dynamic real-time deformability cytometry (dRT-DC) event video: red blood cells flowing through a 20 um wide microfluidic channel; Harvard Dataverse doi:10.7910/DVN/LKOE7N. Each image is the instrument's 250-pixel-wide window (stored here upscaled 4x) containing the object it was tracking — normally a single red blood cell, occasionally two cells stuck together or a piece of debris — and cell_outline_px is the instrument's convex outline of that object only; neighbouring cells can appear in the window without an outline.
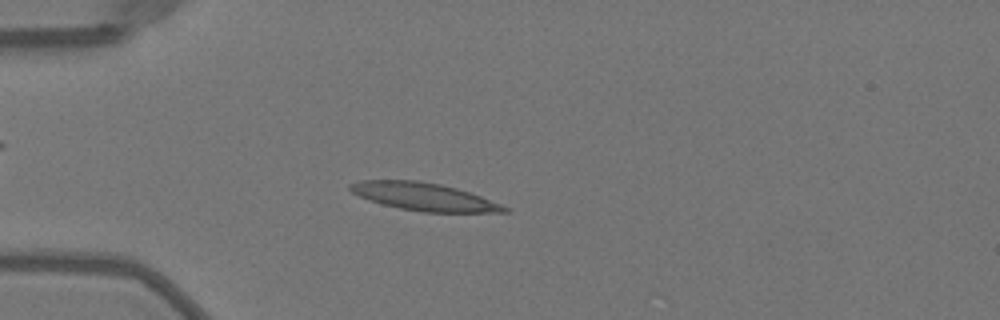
{"species": "Egyptian fruit bat (a non-hibernating species)", "species_latin": "Rousettus aegyptiacus", "temperature_condition": "warm", "stored_images_in_passage": 44, "camera_frame_rate_fps": 3000, "um_per_image_px": 0.085, "animal": {"sex": "female"}, "frame": {"image": 1, "passage_image": 13, "time_ms": 4.0, "image_size_px": [1000, 320], "cell_outline_px": [[508, 212], [424, 212], [400, 208], [368, 200], [352, 192], [348, 188], [348, 184], [360, 180], [420, 180], [440, 184], [456, 188], [480, 196], [500, 204], [508, 208]], "centroid_in_image_um": [35.99, 16.71], "position_along_channel_um": 49.0, "area_um2": 24.68}}
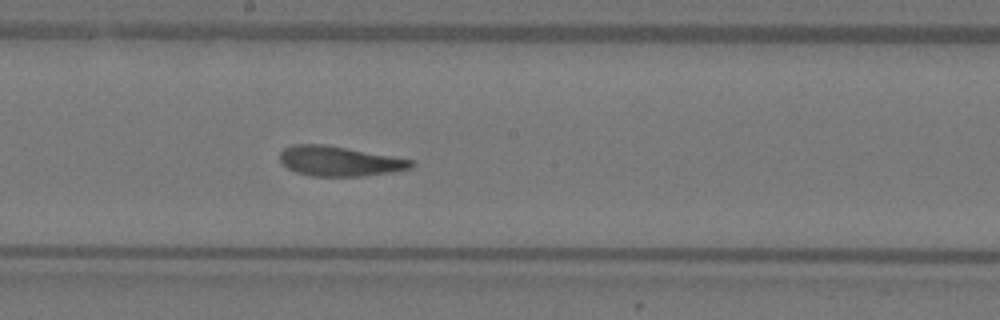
{"frame": {"image": 2, "passage_image": 27, "time_ms": 8.667, "image_size_px": [1000, 320], "cell_outline_px": [[416, 164], [412, 168], [392, 172], [364, 176], [312, 176], [296, 172], [288, 168], [280, 160], [280, 152], [284, 148], [292, 144], [324, 144], [416, 160]], "centroid_in_image_um": [28.89, 13.7], "position_along_channel_um": 219.3, "area_um2": 23.0}}
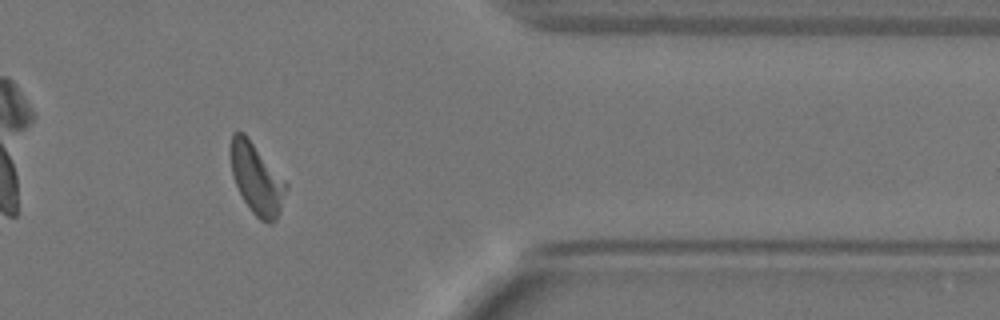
{"frame": {"image": 3, "passage_image": 41, "time_ms": 13.333, "image_size_px": [1000, 320], "cell_outline_px": [[288, 188], [276, 220], [272, 224], [268, 224], [260, 220], [252, 212], [244, 200], [232, 176], [228, 152], [232, 132], [244, 132], [288, 184]], "centroid_in_image_um": [21.79, 15.17], "position_along_channel_um": 389.6, "area_um2": 23.06}}